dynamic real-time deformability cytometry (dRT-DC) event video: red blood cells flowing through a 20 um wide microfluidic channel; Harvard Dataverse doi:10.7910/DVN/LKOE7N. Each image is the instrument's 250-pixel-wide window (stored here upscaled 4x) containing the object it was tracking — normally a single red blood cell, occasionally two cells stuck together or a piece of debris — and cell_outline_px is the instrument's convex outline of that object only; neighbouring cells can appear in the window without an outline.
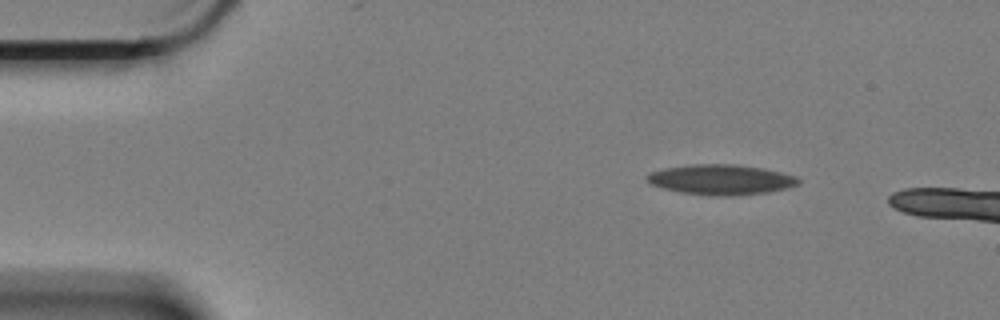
{"species": "Egyptian fruit bat (a non-hibernating species)", "species_latin": "Rousettus aegyptiacus", "temperature_condition": "cold", "stored_images_in_passage": 6, "camera_frame_rate_fps": 3000, "um_per_image_px": 0.085, "animal": {"sex": "female"}, "frame": {"image": 1, "passage_image": 1, "time_ms": 0.0, "image_size_px": [1000, 320], "cell_outline_px": [[800, 184], [768, 192], [732, 196], [712, 196], [680, 192], [664, 188], [652, 184], [644, 176], [652, 172], [664, 168], [696, 164], [736, 164], [760, 168], [780, 172], [796, 176], [800, 180]], "centroid_in_image_um": [61.29, 15.27], "position_along_channel_um": 23.7, "area_um2": 26.41}}